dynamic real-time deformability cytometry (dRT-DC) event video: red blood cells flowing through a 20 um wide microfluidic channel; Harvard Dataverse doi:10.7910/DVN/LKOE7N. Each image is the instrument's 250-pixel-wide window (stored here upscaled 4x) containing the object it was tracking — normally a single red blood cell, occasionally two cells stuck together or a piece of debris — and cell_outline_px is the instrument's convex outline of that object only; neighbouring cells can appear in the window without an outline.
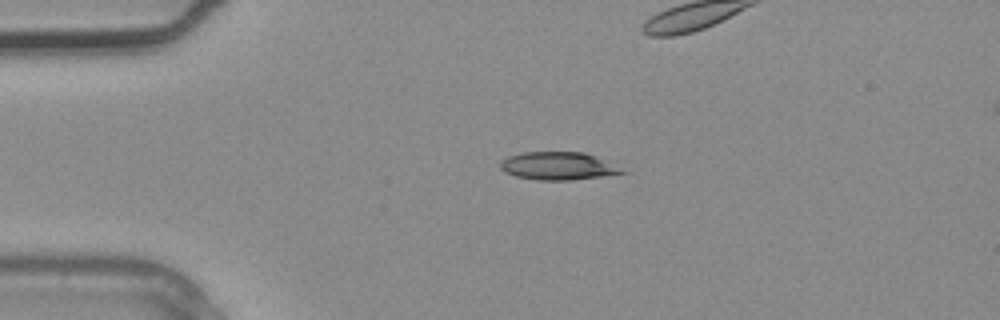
{"species": "common noctule bat (a hibernating species)", "species_latin": "Nyctalus noctula", "temperature_condition": "warm", "stored_images_in_passage": 3, "camera_frame_rate_fps": 3000, "um_per_image_px": 0.085, "animal": {"sex": "male", "body_mass_g": 20.4}, "frame": {"image": 1, "passage_image": 1, "time_ms": 0.0, "image_size_px": [1000, 320], "cell_outline_px": [[632, 172], [568, 180], [536, 180], [516, 176], [504, 172], [500, 168], [500, 160], [508, 156], [524, 152], [584, 152]], "centroid_in_image_um": [47.41, 14.11], "position_along_channel_um": 37.6, "area_um2": 19.71}}